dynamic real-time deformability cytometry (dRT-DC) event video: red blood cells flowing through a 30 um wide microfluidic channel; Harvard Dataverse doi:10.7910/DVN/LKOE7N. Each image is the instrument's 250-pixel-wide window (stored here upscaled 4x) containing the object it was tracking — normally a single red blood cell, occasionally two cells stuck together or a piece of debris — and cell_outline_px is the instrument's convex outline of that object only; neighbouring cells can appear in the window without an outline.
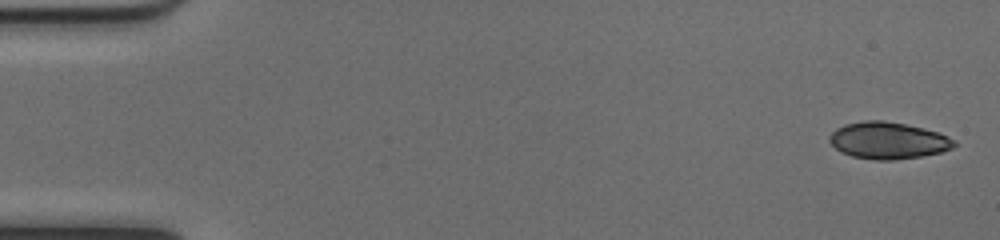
{"species": "common noctule bat (a hibernating species)", "species_latin": "Nyctalus noctula", "temperature_condition": "cold", "stored_images_in_passage": 50, "segment_of_instrument_passage": [1, 2], "camera_frame_rate_fps": 3000, "um_per_image_px": 0.085, "animal": {"sex": "female", "body_mass_g": 17.0, "forearm_length_mm": 48.0}, "frame": {"image": 1, "passage_image": 1, "time_ms": 0.0, "image_size_px": [1000, 240], "cell_outline_px": [[956, 144], [952, 148], [940, 152], [920, 156], [892, 160], [876, 160], [852, 156], [840, 152], [828, 140], [828, 136], [836, 128], [844, 124], [864, 120], [884, 120], [924, 128], [948, 136], [956, 140]], "centroid_in_image_um": [75.46, 11.93], "position_along_channel_um": 9.5, "area_um2": 26.76}}
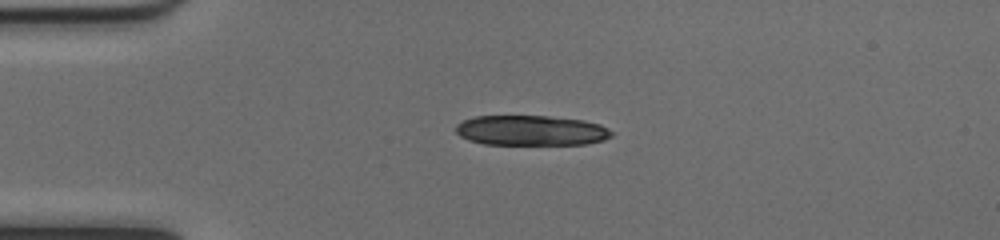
{"frame": {"image": 2, "passage_image": 12, "time_ms": 3.667, "image_size_px": [1000, 240], "cell_outline_px": [[612, 136], [604, 140], [588, 144], [484, 144], [468, 140], [460, 136], [456, 132], [456, 124], [464, 120], [476, 116], [548, 116], [584, 120], [600, 124], [608, 128], [612, 132]], "centroid_in_image_um": [45.16, 11.09], "position_along_channel_um": 39.8, "area_um2": 27.4}}